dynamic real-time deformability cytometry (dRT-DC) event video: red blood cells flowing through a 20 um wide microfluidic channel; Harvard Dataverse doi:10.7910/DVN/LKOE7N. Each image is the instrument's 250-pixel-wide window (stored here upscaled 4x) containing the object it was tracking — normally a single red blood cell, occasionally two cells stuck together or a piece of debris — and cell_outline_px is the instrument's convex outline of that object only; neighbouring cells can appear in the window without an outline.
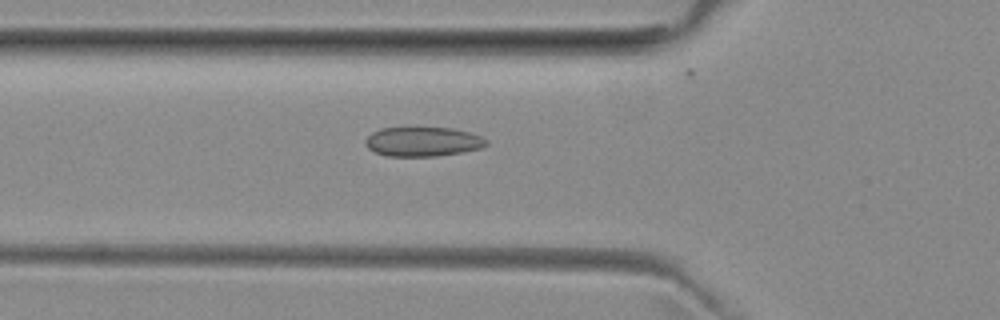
{"species": "common noctule bat (a hibernating species)", "species_latin": "Nyctalus noctula", "temperature_condition": "room temperature", "stored_images_in_passage": 43, "camera_frame_rate_fps": 3000, "um_per_image_px": 0.085, "animal": {"sex": "female", "body_mass_g": 29.2, "forearm_length_mm": 56.3}, "frame": {"image": 1, "passage_image": 9, "time_ms": 2.667, "image_size_px": [1000, 320], "cell_outline_px": [[488, 144], [480, 148], [460, 152], [436, 156], [388, 156], [376, 152], [368, 148], [364, 140], [372, 132], [380, 128], [408, 124], [452, 128], [468, 132], [480, 136], [488, 140]], "centroid_in_image_um": [35.89, 11.98], "position_along_channel_um": 89.9, "area_um2": 21.56}}
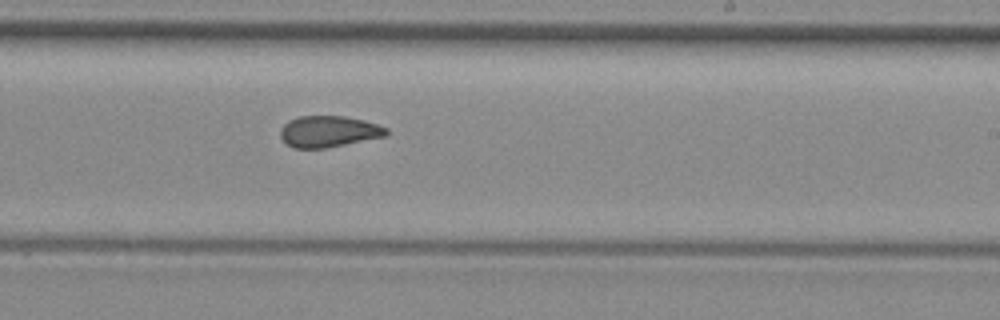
{"frame": {"image": 2, "passage_image": 22, "time_ms": 7.0, "image_size_px": [1000, 320], "cell_outline_px": [[388, 132], [384, 136], [324, 148], [292, 148], [280, 136], [280, 132], [284, 124], [288, 120], [300, 116], [344, 116], [364, 120], [388, 128]], "centroid_in_image_um": [27.91, 11.16], "position_along_channel_um": 261.1, "area_um2": 19.07}}
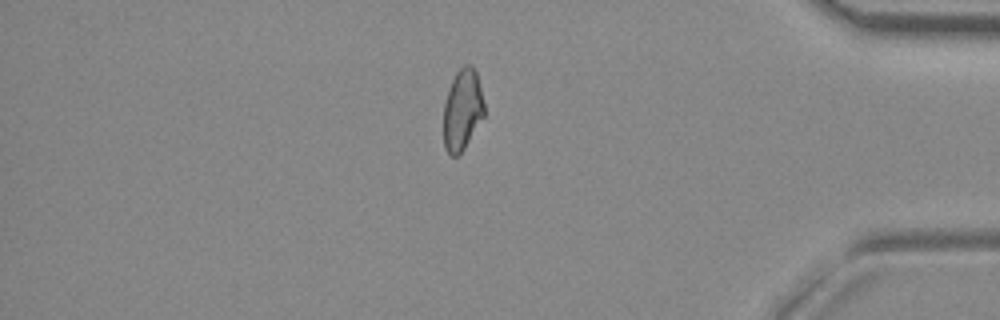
{"frame": {"image": 3, "passage_image": 35, "time_ms": 11.333, "image_size_px": [1000, 320], "cell_outline_px": [[484, 116], [464, 148], [456, 156], [452, 156], [444, 148], [444, 104], [452, 80], [456, 72], [464, 64], [472, 64], [476, 72], [484, 104]], "centroid_in_image_um": [39.3, 9.31], "position_along_channel_um": 395.9, "area_um2": 18.96}, "authors_computed_cell_mechanics": {"area_um2": 19.8254, "velocity_mm_per_s": 3.9484, "shape_relaxation_time_tau1_ms": null, "shape_relaxation_time_tau2_ms": 2.2741, "deformation_change_tau1": null, "deformation_change_tau2": 0.0778}}